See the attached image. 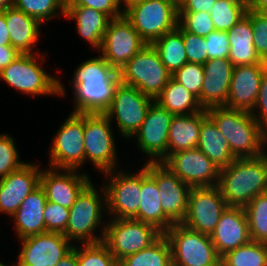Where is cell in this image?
I'll use <instances>...</instances> for the list:
<instances>
[{
  "mask_svg": "<svg viewBox=\"0 0 267 266\" xmlns=\"http://www.w3.org/2000/svg\"><path fill=\"white\" fill-rule=\"evenodd\" d=\"M74 72L69 81L73 90L72 113L104 114L121 82L119 71L99 54L80 63Z\"/></svg>",
  "mask_w": 267,
  "mask_h": 266,
  "instance_id": "obj_1",
  "label": "cell"
},
{
  "mask_svg": "<svg viewBox=\"0 0 267 266\" xmlns=\"http://www.w3.org/2000/svg\"><path fill=\"white\" fill-rule=\"evenodd\" d=\"M217 187L228 207L245 208L267 192V152L255 158H236L220 170Z\"/></svg>",
  "mask_w": 267,
  "mask_h": 266,
  "instance_id": "obj_2",
  "label": "cell"
},
{
  "mask_svg": "<svg viewBox=\"0 0 267 266\" xmlns=\"http://www.w3.org/2000/svg\"><path fill=\"white\" fill-rule=\"evenodd\" d=\"M206 111L228 141L236 158H255L267 152V133L250 112L227 107L210 108Z\"/></svg>",
  "mask_w": 267,
  "mask_h": 266,
  "instance_id": "obj_3",
  "label": "cell"
},
{
  "mask_svg": "<svg viewBox=\"0 0 267 266\" xmlns=\"http://www.w3.org/2000/svg\"><path fill=\"white\" fill-rule=\"evenodd\" d=\"M96 187L91 181L69 209V218L63 235L71 242L88 244L98 243L104 239L107 224L106 194L103 185L100 190ZM97 230L101 231L99 235L96 234Z\"/></svg>",
  "mask_w": 267,
  "mask_h": 266,
  "instance_id": "obj_4",
  "label": "cell"
},
{
  "mask_svg": "<svg viewBox=\"0 0 267 266\" xmlns=\"http://www.w3.org/2000/svg\"><path fill=\"white\" fill-rule=\"evenodd\" d=\"M46 52L20 54L10 65L0 72V80L23 95L66 97L64 83L57 75H52L44 66ZM41 65V66H40Z\"/></svg>",
  "mask_w": 267,
  "mask_h": 266,
  "instance_id": "obj_5",
  "label": "cell"
},
{
  "mask_svg": "<svg viewBox=\"0 0 267 266\" xmlns=\"http://www.w3.org/2000/svg\"><path fill=\"white\" fill-rule=\"evenodd\" d=\"M119 74L121 83L136 87L154 100L172 77L152 44L144 46L123 66Z\"/></svg>",
  "mask_w": 267,
  "mask_h": 266,
  "instance_id": "obj_6",
  "label": "cell"
},
{
  "mask_svg": "<svg viewBox=\"0 0 267 266\" xmlns=\"http://www.w3.org/2000/svg\"><path fill=\"white\" fill-rule=\"evenodd\" d=\"M117 169L103 173L106 213L109 219H135L140 206L142 168L137 172Z\"/></svg>",
  "mask_w": 267,
  "mask_h": 266,
  "instance_id": "obj_7",
  "label": "cell"
},
{
  "mask_svg": "<svg viewBox=\"0 0 267 266\" xmlns=\"http://www.w3.org/2000/svg\"><path fill=\"white\" fill-rule=\"evenodd\" d=\"M112 126L105 114L83 113L85 164L92 162L100 174L120 167Z\"/></svg>",
  "mask_w": 267,
  "mask_h": 266,
  "instance_id": "obj_8",
  "label": "cell"
},
{
  "mask_svg": "<svg viewBox=\"0 0 267 266\" xmlns=\"http://www.w3.org/2000/svg\"><path fill=\"white\" fill-rule=\"evenodd\" d=\"M164 235L172 252L173 266H219L218 255L210 235L191 230L182 223L173 224Z\"/></svg>",
  "mask_w": 267,
  "mask_h": 266,
  "instance_id": "obj_9",
  "label": "cell"
},
{
  "mask_svg": "<svg viewBox=\"0 0 267 266\" xmlns=\"http://www.w3.org/2000/svg\"><path fill=\"white\" fill-rule=\"evenodd\" d=\"M124 16L140 37L152 44L178 25V7L171 0L140 1L124 10Z\"/></svg>",
  "mask_w": 267,
  "mask_h": 266,
  "instance_id": "obj_10",
  "label": "cell"
},
{
  "mask_svg": "<svg viewBox=\"0 0 267 266\" xmlns=\"http://www.w3.org/2000/svg\"><path fill=\"white\" fill-rule=\"evenodd\" d=\"M163 233L135 219H108L103 242L119 262L153 244Z\"/></svg>",
  "mask_w": 267,
  "mask_h": 266,
  "instance_id": "obj_11",
  "label": "cell"
},
{
  "mask_svg": "<svg viewBox=\"0 0 267 266\" xmlns=\"http://www.w3.org/2000/svg\"><path fill=\"white\" fill-rule=\"evenodd\" d=\"M51 143L48 167L76 170H80L82 166L84 168L83 113L70 112L53 136Z\"/></svg>",
  "mask_w": 267,
  "mask_h": 266,
  "instance_id": "obj_12",
  "label": "cell"
},
{
  "mask_svg": "<svg viewBox=\"0 0 267 266\" xmlns=\"http://www.w3.org/2000/svg\"><path fill=\"white\" fill-rule=\"evenodd\" d=\"M154 99L141 93L136 87L119 83L110 108L104 113L123 139L129 141L141 127ZM113 120V121H112Z\"/></svg>",
  "mask_w": 267,
  "mask_h": 266,
  "instance_id": "obj_13",
  "label": "cell"
},
{
  "mask_svg": "<svg viewBox=\"0 0 267 266\" xmlns=\"http://www.w3.org/2000/svg\"><path fill=\"white\" fill-rule=\"evenodd\" d=\"M173 116L155 100L152 102L145 120L132 137L137 149L148 157L145 162L163 163L168 158V132Z\"/></svg>",
  "mask_w": 267,
  "mask_h": 266,
  "instance_id": "obj_14",
  "label": "cell"
},
{
  "mask_svg": "<svg viewBox=\"0 0 267 266\" xmlns=\"http://www.w3.org/2000/svg\"><path fill=\"white\" fill-rule=\"evenodd\" d=\"M146 45L147 43L123 15L109 21L98 54L120 71Z\"/></svg>",
  "mask_w": 267,
  "mask_h": 266,
  "instance_id": "obj_15",
  "label": "cell"
},
{
  "mask_svg": "<svg viewBox=\"0 0 267 266\" xmlns=\"http://www.w3.org/2000/svg\"><path fill=\"white\" fill-rule=\"evenodd\" d=\"M162 164L191 188L215 187L219 182L220 170L198 148L172 153Z\"/></svg>",
  "mask_w": 267,
  "mask_h": 266,
  "instance_id": "obj_16",
  "label": "cell"
},
{
  "mask_svg": "<svg viewBox=\"0 0 267 266\" xmlns=\"http://www.w3.org/2000/svg\"><path fill=\"white\" fill-rule=\"evenodd\" d=\"M226 208V200L217 186L191 188L187 214L181 223L191 230L210 235Z\"/></svg>",
  "mask_w": 267,
  "mask_h": 266,
  "instance_id": "obj_17",
  "label": "cell"
},
{
  "mask_svg": "<svg viewBox=\"0 0 267 266\" xmlns=\"http://www.w3.org/2000/svg\"><path fill=\"white\" fill-rule=\"evenodd\" d=\"M20 252L15 262L36 266H56L70 253L75 243L69 241L62 233L44 232L19 240Z\"/></svg>",
  "mask_w": 267,
  "mask_h": 266,
  "instance_id": "obj_18",
  "label": "cell"
},
{
  "mask_svg": "<svg viewBox=\"0 0 267 266\" xmlns=\"http://www.w3.org/2000/svg\"><path fill=\"white\" fill-rule=\"evenodd\" d=\"M87 173L76 169L43 167L40 186L45 191L47 201L70 209L81 191L93 181Z\"/></svg>",
  "mask_w": 267,
  "mask_h": 266,
  "instance_id": "obj_19",
  "label": "cell"
},
{
  "mask_svg": "<svg viewBox=\"0 0 267 266\" xmlns=\"http://www.w3.org/2000/svg\"><path fill=\"white\" fill-rule=\"evenodd\" d=\"M26 162L19 169L0 180V213L12 216L22 201L40 186L42 167Z\"/></svg>",
  "mask_w": 267,
  "mask_h": 266,
  "instance_id": "obj_20",
  "label": "cell"
},
{
  "mask_svg": "<svg viewBox=\"0 0 267 266\" xmlns=\"http://www.w3.org/2000/svg\"><path fill=\"white\" fill-rule=\"evenodd\" d=\"M266 71L267 64L235 66L225 107L251 112L258 97L262 76Z\"/></svg>",
  "mask_w": 267,
  "mask_h": 266,
  "instance_id": "obj_21",
  "label": "cell"
},
{
  "mask_svg": "<svg viewBox=\"0 0 267 266\" xmlns=\"http://www.w3.org/2000/svg\"><path fill=\"white\" fill-rule=\"evenodd\" d=\"M234 65L228 58L211 59L204 65V82L198 97L203 110L225 107Z\"/></svg>",
  "mask_w": 267,
  "mask_h": 266,
  "instance_id": "obj_22",
  "label": "cell"
},
{
  "mask_svg": "<svg viewBox=\"0 0 267 266\" xmlns=\"http://www.w3.org/2000/svg\"><path fill=\"white\" fill-rule=\"evenodd\" d=\"M210 239L220 257L251 241L244 208H226Z\"/></svg>",
  "mask_w": 267,
  "mask_h": 266,
  "instance_id": "obj_23",
  "label": "cell"
},
{
  "mask_svg": "<svg viewBox=\"0 0 267 266\" xmlns=\"http://www.w3.org/2000/svg\"><path fill=\"white\" fill-rule=\"evenodd\" d=\"M156 183L163 212L174 222L181 223L187 214L191 187L181 181L162 163H156Z\"/></svg>",
  "mask_w": 267,
  "mask_h": 266,
  "instance_id": "obj_24",
  "label": "cell"
},
{
  "mask_svg": "<svg viewBox=\"0 0 267 266\" xmlns=\"http://www.w3.org/2000/svg\"><path fill=\"white\" fill-rule=\"evenodd\" d=\"M140 206L135 220L154 225L163 234L175 224L161 206L156 183V163H143Z\"/></svg>",
  "mask_w": 267,
  "mask_h": 266,
  "instance_id": "obj_25",
  "label": "cell"
},
{
  "mask_svg": "<svg viewBox=\"0 0 267 266\" xmlns=\"http://www.w3.org/2000/svg\"><path fill=\"white\" fill-rule=\"evenodd\" d=\"M4 17L8 26L11 46L21 54L40 53L38 48L36 50L38 47L36 44L41 38L42 24L14 6L4 10Z\"/></svg>",
  "mask_w": 267,
  "mask_h": 266,
  "instance_id": "obj_26",
  "label": "cell"
},
{
  "mask_svg": "<svg viewBox=\"0 0 267 266\" xmlns=\"http://www.w3.org/2000/svg\"><path fill=\"white\" fill-rule=\"evenodd\" d=\"M46 202V194L41 186L22 201L11 216L18 240L45 232L43 211Z\"/></svg>",
  "mask_w": 267,
  "mask_h": 266,
  "instance_id": "obj_27",
  "label": "cell"
},
{
  "mask_svg": "<svg viewBox=\"0 0 267 266\" xmlns=\"http://www.w3.org/2000/svg\"><path fill=\"white\" fill-rule=\"evenodd\" d=\"M230 53L228 59L235 66L249 64H267L254 48V33L251 26V10L241 18L228 32Z\"/></svg>",
  "mask_w": 267,
  "mask_h": 266,
  "instance_id": "obj_28",
  "label": "cell"
},
{
  "mask_svg": "<svg viewBox=\"0 0 267 266\" xmlns=\"http://www.w3.org/2000/svg\"><path fill=\"white\" fill-rule=\"evenodd\" d=\"M64 17L75 21L78 36L100 51L104 32L111 20L106 14L89 7L66 6Z\"/></svg>",
  "mask_w": 267,
  "mask_h": 266,
  "instance_id": "obj_29",
  "label": "cell"
},
{
  "mask_svg": "<svg viewBox=\"0 0 267 266\" xmlns=\"http://www.w3.org/2000/svg\"><path fill=\"white\" fill-rule=\"evenodd\" d=\"M207 111L174 115L168 132V157L175 152L197 148L202 120Z\"/></svg>",
  "mask_w": 267,
  "mask_h": 266,
  "instance_id": "obj_30",
  "label": "cell"
},
{
  "mask_svg": "<svg viewBox=\"0 0 267 266\" xmlns=\"http://www.w3.org/2000/svg\"><path fill=\"white\" fill-rule=\"evenodd\" d=\"M197 148L201 150L219 170L226 168L236 159L230 150L228 141L208 115L201 122Z\"/></svg>",
  "mask_w": 267,
  "mask_h": 266,
  "instance_id": "obj_31",
  "label": "cell"
},
{
  "mask_svg": "<svg viewBox=\"0 0 267 266\" xmlns=\"http://www.w3.org/2000/svg\"><path fill=\"white\" fill-rule=\"evenodd\" d=\"M155 101L174 115H190L203 110L198 97L172 77Z\"/></svg>",
  "mask_w": 267,
  "mask_h": 266,
  "instance_id": "obj_32",
  "label": "cell"
},
{
  "mask_svg": "<svg viewBox=\"0 0 267 266\" xmlns=\"http://www.w3.org/2000/svg\"><path fill=\"white\" fill-rule=\"evenodd\" d=\"M152 45L171 75L188 62L182 36V26L179 23L174 30L161 36Z\"/></svg>",
  "mask_w": 267,
  "mask_h": 266,
  "instance_id": "obj_33",
  "label": "cell"
},
{
  "mask_svg": "<svg viewBox=\"0 0 267 266\" xmlns=\"http://www.w3.org/2000/svg\"><path fill=\"white\" fill-rule=\"evenodd\" d=\"M118 266H173L170 243L162 234L149 247L120 260Z\"/></svg>",
  "mask_w": 267,
  "mask_h": 266,
  "instance_id": "obj_34",
  "label": "cell"
},
{
  "mask_svg": "<svg viewBox=\"0 0 267 266\" xmlns=\"http://www.w3.org/2000/svg\"><path fill=\"white\" fill-rule=\"evenodd\" d=\"M222 266H267V243L249 241L221 257Z\"/></svg>",
  "mask_w": 267,
  "mask_h": 266,
  "instance_id": "obj_35",
  "label": "cell"
},
{
  "mask_svg": "<svg viewBox=\"0 0 267 266\" xmlns=\"http://www.w3.org/2000/svg\"><path fill=\"white\" fill-rule=\"evenodd\" d=\"M246 12L244 0H216L209 13L215 30L228 32Z\"/></svg>",
  "mask_w": 267,
  "mask_h": 266,
  "instance_id": "obj_36",
  "label": "cell"
},
{
  "mask_svg": "<svg viewBox=\"0 0 267 266\" xmlns=\"http://www.w3.org/2000/svg\"><path fill=\"white\" fill-rule=\"evenodd\" d=\"M14 7L44 25L59 15L65 16L66 0H15Z\"/></svg>",
  "mask_w": 267,
  "mask_h": 266,
  "instance_id": "obj_37",
  "label": "cell"
},
{
  "mask_svg": "<svg viewBox=\"0 0 267 266\" xmlns=\"http://www.w3.org/2000/svg\"><path fill=\"white\" fill-rule=\"evenodd\" d=\"M252 241L267 243V192L259 194L244 208Z\"/></svg>",
  "mask_w": 267,
  "mask_h": 266,
  "instance_id": "obj_38",
  "label": "cell"
},
{
  "mask_svg": "<svg viewBox=\"0 0 267 266\" xmlns=\"http://www.w3.org/2000/svg\"><path fill=\"white\" fill-rule=\"evenodd\" d=\"M78 245V266H118V261L103 241Z\"/></svg>",
  "mask_w": 267,
  "mask_h": 266,
  "instance_id": "obj_39",
  "label": "cell"
},
{
  "mask_svg": "<svg viewBox=\"0 0 267 266\" xmlns=\"http://www.w3.org/2000/svg\"><path fill=\"white\" fill-rule=\"evenodd\" d=\"M15 141L10 134L0 133V180L26 163L20 160Z\"/></svg>",
  "mask_w": 267,
  "mask_h": 266,
  "instance_id": "obj_40",
  "label": "cell"
},
{
  "mask_svg": "<svg viewBox=\"0 0 267 266\" xmlns=\"http://www.w3.org/2000/svg\"><path fill=\"white\" fill-rule=\"evenodd\" d=\"M172 78L199 97L204 82L203 65L187 62L172 74Z\"/></svg>",
  "mask_w": 267,
  "mask_h": 266,
  "instance_id": "obj_41",
  "label": "cell"
},
{
  "mask_svg": "<svg viewBox=\"0 0 267 266\" xmlns=\"http://www.w3.org/2000/svg\"><path fill=\"white\" fill-rule=\"evenodd\" d=\"M178 23L188 32L206 37L215 30L210 13L178 12Z\"/></svg>",
  "mask_w": 267,
  "mask_h": 266,
  "instance_id": "obj_42",
  "label": "cell"
},
{
  "mask_svg": "<svg viewBox=\"0 0 267 266\" xmlns=\"http://www.w3.org/2000/svg\"><path fill=\"white\" fill-rule=\"evenodd\" d=\"M45 232L64 233L66 230L69 209L47 201L43 211Z\"/></svg>",
  "mask_w": 267,
  "mask_h": 266,
  "instance_id": "obj_43",
  "label": "cell"
},
{
  "mask_svg": "<svg viewBox=\"0 0 267 266\" xmlns=\"http://www.w3.org/2000/svg\"><path fill=\"white\" fill-rule=\"evenodd\" d=\"M182 36L186 50L187 61L204 65L207 62L206 38L186 31L182 27Z\"/></svg>",
  "mask_w": 267,
  "mask_h": 266,
  "instance_id": "obj_44",
  "label": "cell"
},
{
  "mask_svg": "<svg viewBox=\"0 0 267 266\" xmlns=\"http://www.w3.org/2000/svg\"><path fill=\"white\" fill-rule=\"evenodd\" d=\"M66 6H83L98 10L110 19L124 15L122 0H66Z\"/></svg>",
  "mask_w": 267,
  "mask_h": 266,
  "instance_id": "obj_45",
  "label": "cell"
},
{
  "mask_svg": "<svg viewBox=\"0 0 267 266\" xmlns=\"http://www.w3.org/2000/svg\"><path fill=\"white\" fill-rule=\"evenodd\" d=\"M207 61L211 59L228 58L230 44L226 31L214 30L206 37Z\"/></svg>",
  "mask_w": 267,
  "mask_h": 266,
  "instance_id": "obj_46",
  "label": "cell"
},
{
  "mask_svg": "<svg viewBox=\"0 0 267 266\" xmlns=\"http://www.w3.org/2000/svg\"><path fill=\"white\" fill-rule=\"evenodd\" d=\"M251 26L254 33V48L259 56L267 62V20L257 12L251 11Z\"/></svg>",
  "mask_w": 267,
  "mask_h": 266,
  "instance_id": "obj_47",
  "label": "cell"
},
{
  "mask_svg": "<svg viewBox=\"0 0 267 266\" xmlns=\"http://www.w3.org/2000/svg\"><path fill=\"white\" fill-rule=\"evenodd\" d=\"M250 114L267 133V71L262 76L258 97Z\"/></svg>",
  "mask_w": 267,
  "mask_h": 266,
  "instance_id": "obj_48",
  "label": "cell"
},
{
  "mask_svg": "<svg viewBox=\"0 0 267 266\" xmlns=\"http://www.w3.org/2000/svg\"><path fill=\"white\" fill-rule=\"evenodd\" d=\"M216 0H185L178 12H206L209 13Z\"/></svg>",
  "mask_w": 267,
  "mask_h": 266,
  "instance_id": "obj_49",
  "label": "cell"
},
{
  "mask_svg": "<svg viewBox=\"0 0 267 266\" xmlns=\"http://www.w3.org/2000/svg\"><path fill=\"white\" fill-rule=\"evenodd\" d=\"M21 53L11 45L0 46V72L8 67Z\"/></svg>",
  "mask_w": 267,
  "mask_h": 266,
  "instance_id": "obj_50",
  "label": "cell"
},
{
  "mask_svg": "<svg viewBox=\"0 0 267 266\" xmlns=\"http://www.w3.org/2000/svg\"><path fill=\"white\" fill-rule=\"evenodd\" d=\"M4 45H11L10 35L8 26L6 24V19L4 17V11H0V46Z\"/></svg>",
  "mask_w": 267,
  "mask_h": 266,
  "instance_id": "obj_51",
  "label": "cell"
},
{
  "mask_svg": "<svg viewBox=\"0 0 267 266\" xmlns=\"http://www.w3.org/2000/svg\"><path fill=\"white\" fill-rule=\"evenodd\" d=\"M56 266H78L77 261V244L74 245L73 250L63 257Z\"/></svg>",
  "mask_w": 267,
  "mask_h": 266,
  "instance_id": "obj_52",
  "label": "cell"
},
{
  "mask_svg": "<svg viewBox=\"0 0 267 266\" xmlns=\"http://www.w3.org/2000/svg\"><path fill=\"white\" fill-rule=\"evenodd\" d=\"M247 10L257 12L260 8L267 6V0H247Z\"/></svg>",
  "mask_w": 267,
  "mask_h": 266,
  "instance_id": "obj_53",
  "label": "cell"
},
{
  "mask_svg": "<svg viewBox=\"0 0 267 266\" xmlns=\"http://www.w3.org/2000/svg\"><path fill=\"white\" fill-rule=\"evenodd\" d=\"M15 0H0V11H4L6 8L14 6Z\"/></svg>",
  "mask_w": 267,
  "mask_h": 266,
  "instance_id": "obj_54",
  "label": "cell"
},
{
  "mask_svg": "<svg viewBox=\"0 0 267 266\" xmlns=\"http://www.w3.org/2000/svg\"><path fill=\"white\" fill-rule=\"evenodd\" d=\"M140 1H145V0H122L123 9L125 10L127 7Z\"/></svg>",
  "mask_w": 267,
  "mask_h": 266,
  "instance_id": "obj_55",
  "label": "cell"
},
{
  "mask_svg": "<svg viewBox=\"0 0 267 266\" xmlns=\"http://www.w3.org/2000/svg\"><path fill=\"white\" fill-rule=\"evenodd\" d=\"M257 13L265 20H267V6L260 8Z\"/></svg>",
  "mask_w": 267,
  "mask_h": 266,
  "instance_id": "obj_56",
  "label": "cell"
},
{
  "mask_svg": "<svg viewBox=\"0 0 267 266\" xmlns=\"http://www.w3.org/2000/svg\"><path fill=\"white\" fill-rule=\"evenodd\" d=\"M12 266H36V265L24 264L23 262H14L12 263Z\"/></svg>",
  "mask_w": 267,
  "mask_h": 266,
  "instance_id": "obj_57",
  "label": "cell"
},
{
  "mask_svg": "<svg viewBox=\"0 0 267 266\" xmlns=\"http://www.w3.org/2000/svg\"><path fill=\"white\" fill-rule=\"evenodd\" d=\"M177 7H179L185 0H171Z\"/></svg>",
  "mask_w": 267,
  "mask_h": 266,
  "instance_id": "obj_58",
  "label": "cell"
},
{
  "mask_svg": "<svg viewBox=\"0 0 267 266\" xmlns=\"http://www.w3.org/2000/svg\"><path fill=\"white\" fill-rule=\"evenodd\" d=\"M0 266H12V264L11 265H8V264H5V263H3V262L0 261Z\"/></svg>",
  "mask_w": 267,
  "mask_h": 266,
  "instance_id": "obj_59",
  "label": "cell"
}]
</instances>
